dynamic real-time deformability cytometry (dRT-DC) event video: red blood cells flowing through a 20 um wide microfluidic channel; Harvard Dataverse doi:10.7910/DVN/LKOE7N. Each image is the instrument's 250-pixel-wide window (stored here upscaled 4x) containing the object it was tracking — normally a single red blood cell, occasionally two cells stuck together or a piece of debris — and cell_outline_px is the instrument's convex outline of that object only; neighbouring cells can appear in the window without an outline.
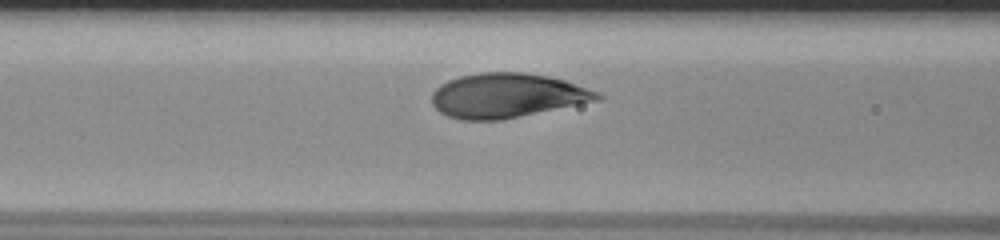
{"species": "human", "species_latin": "Homo sapiens", "temperature_condition": "room temperature", "stored_images_in_passage": 35, "camera_frame_rate_fps": 3000, "um_per_image_px": 0.085, "donor": {"sex": "male"}, "frame": {"image": 1, "passage_image": 13, "time_ms": 4.0, "image_size_px": [1000, 240], "cell_outline_px": [[604, 96], [600, 100], [500, 120], [460, 120], [448, 116], [440, 112], [432, 104], [432, 92], [440, 84], [448, 80], [460, 76], [480, 72], [524, 72], [548, 76], [564, 80], [600, 92]], "centroid_in_image_um": [43.09, 8.11], "position_along_channel_um": 123.5, "area_um2": 42.95}}
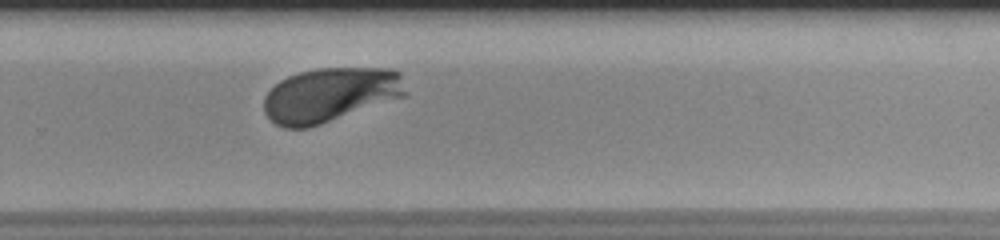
{"frame": {"image": 2, "passage_image": 27, "time_ms": 8.667, "image_size_px": [1000, 240], "cell_outline_px": [[408, 96], [308, 128], [284, 128], [276, 124], [264, 112], [264, 96], [280, 80], [288, 76], [300, 72], [320, 68], [392, 68], [400, 72], [408, 92]], "centroid_in_image_um": [28.12, 8.06], "position_along_channel_um": 301.7, "area_um2": 45.26}}
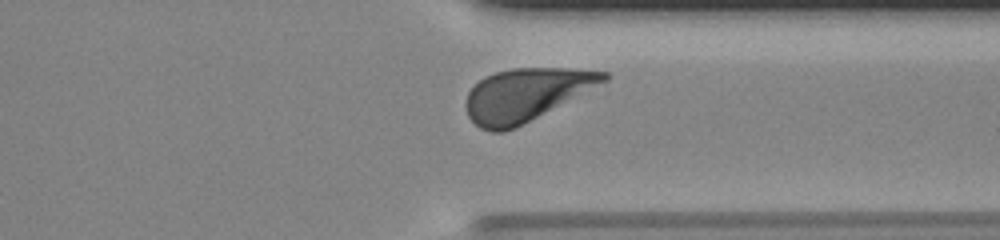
{"frame": {"image": 3, "passage_image": 32, "time_ms": 10.333, "image_size_px": [1000, 240], "cell_outline_px": [[612, 76], [608, 80], [516, 128], [504, 132], [492, 132], [480, 128], [468, 116], [464, 104], [468, 92], [484, 76], [496, 72], [512, 68], [568, 68], [608, 72]], "centroid_in_image_um": [44.68, 8.05], "position_along_channel_um": 366.7, "area_um2": 42.19}}